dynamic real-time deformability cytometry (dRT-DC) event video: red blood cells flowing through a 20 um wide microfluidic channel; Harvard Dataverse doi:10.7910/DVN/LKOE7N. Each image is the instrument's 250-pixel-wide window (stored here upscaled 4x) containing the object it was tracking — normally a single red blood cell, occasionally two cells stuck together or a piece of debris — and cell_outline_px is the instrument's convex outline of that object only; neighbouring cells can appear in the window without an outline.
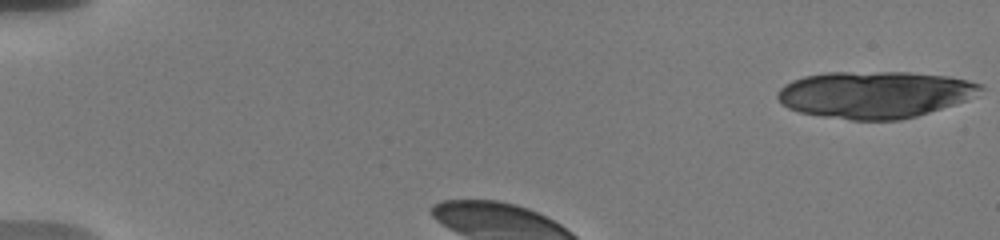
{"species": "human", "species_latin": "Homo sapiens", "temperature_condition": "warm", "stored_images_in_passage": 11, "camera_frame_rate_fps": 3000, "um_per_image_px": 0.085, "donor": {"sex": "male"}, "frame": {"image": 1, "passage_image": 1, "time_ms": 0.0, "image_size_px": [1000, 240], "cell_outline_px": [[984, 88], [964, 100], [916, 116], [900, 120], [852, 120], [820, 116], [800, 112], [788, 108], [776, 96], [776, 92], [784, 84], [792, 80], [804, 76], [824, 72], [908, 72], [948, 76], [968, 80], [984, 84]], "centroid_in_image_um": [74.3, 8.02], "position_along_channel_um": 10.7, "area_um2": 55.31}}